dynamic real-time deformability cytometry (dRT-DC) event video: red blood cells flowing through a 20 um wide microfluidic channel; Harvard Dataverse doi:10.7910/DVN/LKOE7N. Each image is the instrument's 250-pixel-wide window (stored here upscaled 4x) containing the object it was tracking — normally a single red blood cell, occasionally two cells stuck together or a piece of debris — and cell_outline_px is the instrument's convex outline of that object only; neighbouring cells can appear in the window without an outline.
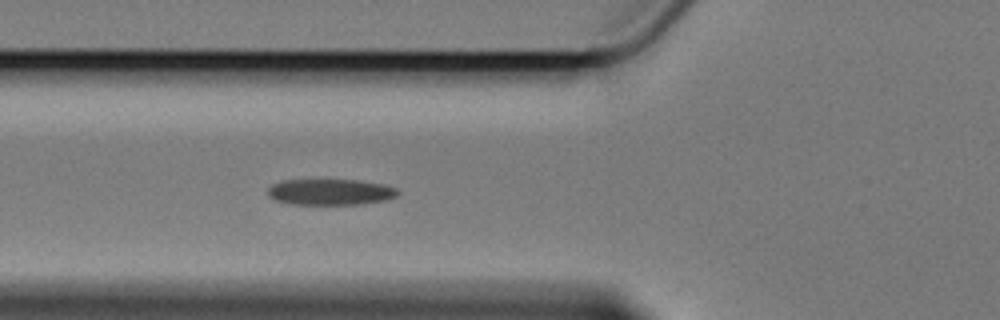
{"species": "Egyptian fruit bat (a non-hibernating species)", "species_latin": "Rousettus aegyptiacus", "temperature_condition": "cold", "stored_images_in_passage": 5, "camera_frame_rate_fps": 3000, "um_per_image_px": 0.085, "animal": {"sex": "female"}, "frame": {"image": 1, "passage_image": 5, "time_ms": 4.667, "image_size_px": [1000, 320], "cell_outline_px": [[400, 192], [396, 196], [384, 200], [360, 204], [292, 204], [276, 200], [268, 196], [268, 188], [272, 184], [284, 180], [360, 180], [384, 184], [396, 188]], "centroid_in_image_um": [28.09, 16.31], "position_along_channel_um": 97.7, "area_um2": 19.65}}